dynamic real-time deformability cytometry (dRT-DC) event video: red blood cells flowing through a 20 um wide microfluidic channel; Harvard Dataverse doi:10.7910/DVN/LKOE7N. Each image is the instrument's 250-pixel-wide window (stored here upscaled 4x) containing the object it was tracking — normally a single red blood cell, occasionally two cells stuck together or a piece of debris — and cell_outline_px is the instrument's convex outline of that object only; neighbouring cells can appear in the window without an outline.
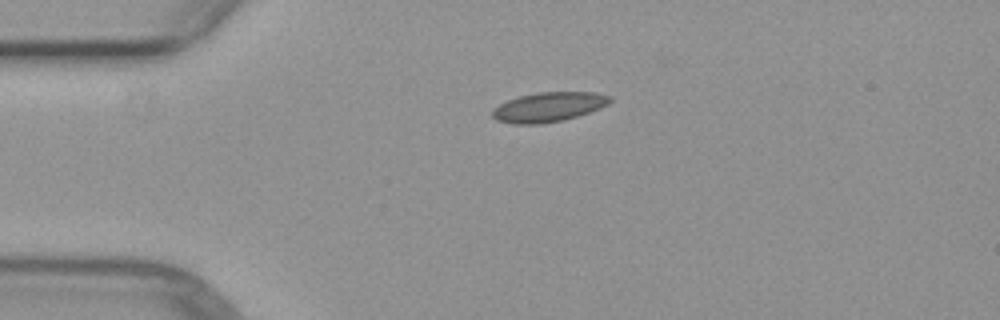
{"species": "common noctule bat (a hibernating species)", "species_latin": "Nyctalus noctula", "temperature_condition": "warm", "stored_images_in_passage": 4, "camera_frame_rate_fps": 3000, "um_per_image_px": 0.085, "animal": {"sex": "female", "body_mass_g": 29.2, "forearm_length_mm": 56.3}, "frame": {"image": 1, "passage_image": 1, "time_ms": 0.0, "image_size_px": [1000, 320], "cell_outline_px": [[612, 100], [608, 104], [600, 108], [564, 120], [540, 124], [512, 124], [496, 120], [492, 116], [492, 108], [508, 100], [520, 96], [536, 92], [596, 92], [612, 96]], "centroid_in_image_um": [46.62, 9.09], "position_along_channel_um": 38.4, "area_um2": 20.35}}
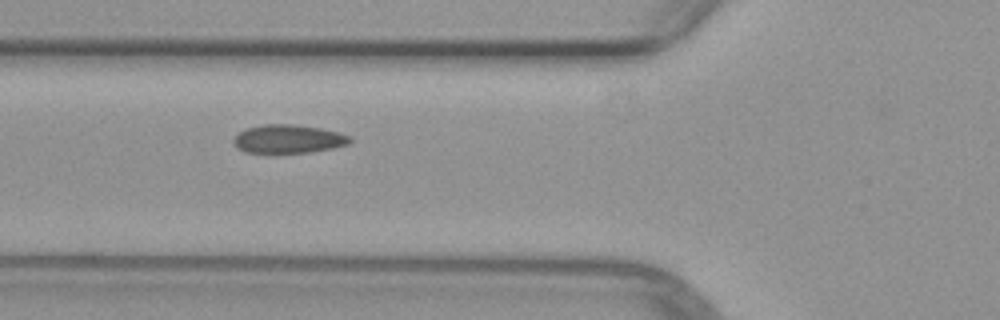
{"frame": {"image": 2, "passage_image": 3, "time_ms": 2.333, "image_size_px": [1000, 320], "cell_outline_px": [[352, 140], [348, 144], [332, 148], [308, 152], [244, 152], [232, 140], [244, 128], [264, 124], [292, 124], [320, 128], [340, 132], [352, 136]], "centroid_in_image_um": [24.55, 11.79], "position_along_channel_um": 101.3, "area_um2": 19.13}}
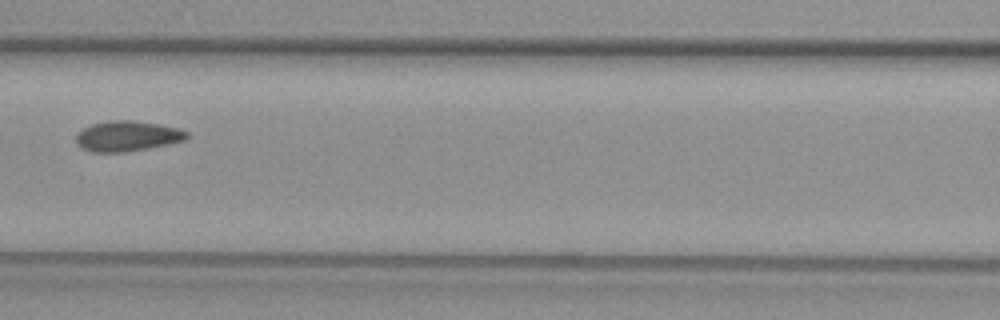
{"frame": {"image": 3, "passage_image": 4, "time_ms": 3.667, "image_size_px": [1000, 320], "cell_outline_px": [[188, 140], [148, 148], [124, 152], [92, 152], [80, 148], [76, 144], [76, 136], [84, 128], [92, 124], [108, 120], [132, 120], [160, 124], [180, 128], [188, 132]], "centroid_in_image_um": [10.84, 11.57], "position_along_channel_um": 155.8, "area_um2": 19.77}}